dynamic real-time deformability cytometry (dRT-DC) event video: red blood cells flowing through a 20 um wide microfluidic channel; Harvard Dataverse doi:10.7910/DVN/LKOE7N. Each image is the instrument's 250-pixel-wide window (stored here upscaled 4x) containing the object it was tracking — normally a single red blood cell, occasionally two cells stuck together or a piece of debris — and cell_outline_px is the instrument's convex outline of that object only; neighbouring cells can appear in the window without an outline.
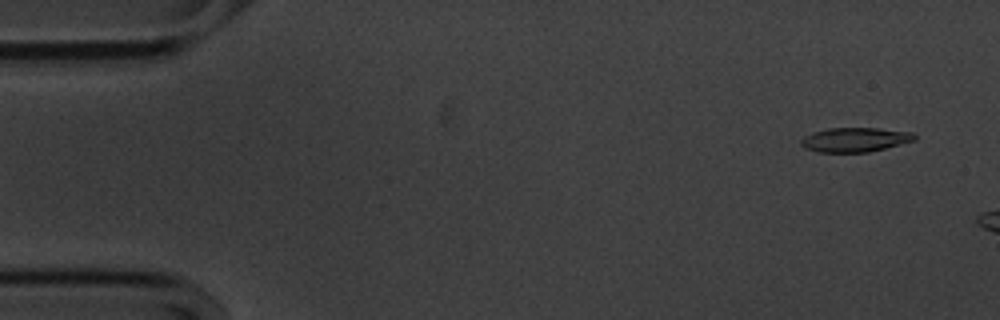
{"species": "common noctule bat (a hibernating species)", "species_latin": "Nyctalus noctula", "temperature_condition": "cold", "stored_images_in_passage": 12, "camera_frame_rate_fps": 3000, "um_per_image_px": 0.085, "animal": {"sex": "male", "body_mass_g": 20.1, "forearm_length_mm": 53.5}, "frame": {"image": 1, "passage_image": 3, "time_ms": 0.667, "image_size_px": [1000, 320], "cell_outline_px": [[916, 140], [868, 152], [816, 152], [804, 148], [800, 144], [800, 140], [804, 136], [812, 132], [828, 128], [876, 128], [912, 132], [916, 136]], "centroid_in_image_um": [72.63, 11.87], "position_along_channel_um": 12.4, "area_um2": 16.13}}